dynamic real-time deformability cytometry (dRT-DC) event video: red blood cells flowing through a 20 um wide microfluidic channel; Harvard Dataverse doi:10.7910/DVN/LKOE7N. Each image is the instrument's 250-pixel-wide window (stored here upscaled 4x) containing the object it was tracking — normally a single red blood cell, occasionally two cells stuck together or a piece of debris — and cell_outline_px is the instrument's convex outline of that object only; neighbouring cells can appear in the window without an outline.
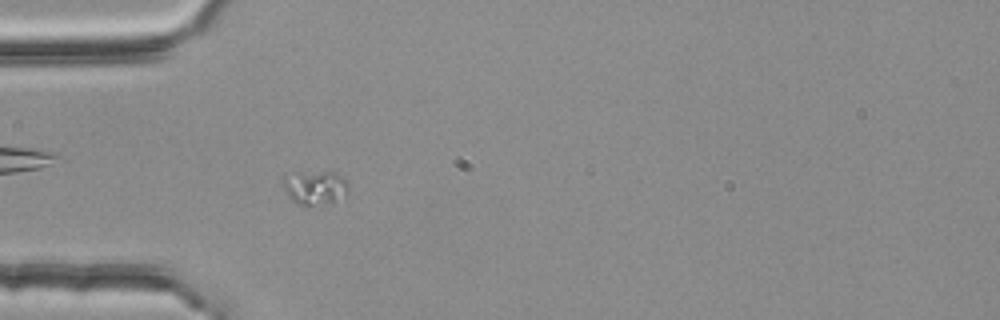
{"species": "common noctule bat (a hibernating species)", "species_latin": "Nyctalus noctula", "temperature_condition": "room temperature", "stored_images_in_passage": 45, "camera_frame_rate_fps": 3000, "um_per_image_px": 0.085, "animal": {"sex": "female", "body_mass_g": 25.1}, "frame": {"image": 1, "passage_image": 8, "time_ms": 2.333, "image_size_px": [1000, 320], "cell_outline_px": [[348, 192], [332, 204], [308, 208], [304, 208], [296, 204], [288, 196], [284, 188], [284, 172], [336, 172], [348, 180]], "centroid_in_image_um": [26.77, 15.98], "position_along_channel_um": 58.2, "area_um2": 13.76}}